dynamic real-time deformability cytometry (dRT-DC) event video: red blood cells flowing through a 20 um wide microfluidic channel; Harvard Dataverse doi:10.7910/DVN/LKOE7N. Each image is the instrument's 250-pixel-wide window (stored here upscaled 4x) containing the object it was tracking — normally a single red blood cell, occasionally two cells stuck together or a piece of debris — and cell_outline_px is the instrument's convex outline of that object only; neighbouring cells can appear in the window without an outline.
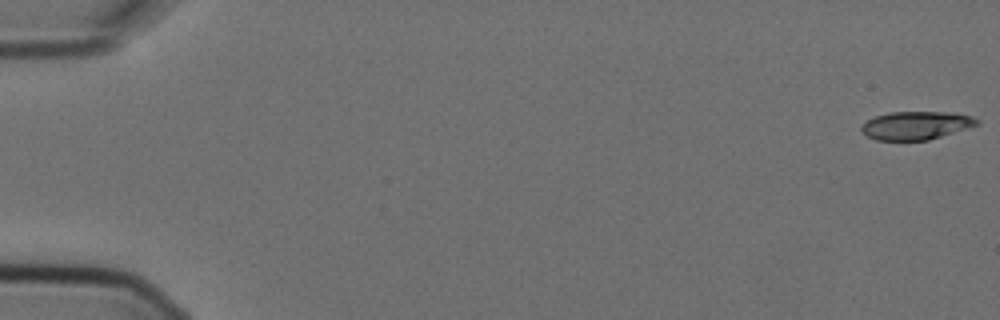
{"species": "Egyptian fruit bat (a non-hibernating species)", "species_latin": "Rousettus aegyptiacus", "temperature_condition": "cold", "stored_images_in_passage": 5, "camera_frame_rate_fps": 3000, "um_per_image_px": 0.085, "animal": {"sex": "female"}, "frame": {"image": 1, "passage_image": 1, "time_ms": 0.0, "image_size_px": [1000, 320], "cell_outline_px": [[980, 124], [928, 140], [876, 140], [868, 136], [860, 128], [868, 120], [876, 116], [888, 112], [948, 112], [972, 116], [980, 120]], "centroid_in_image_um": [77.89, 10.65], "position_along_channel_um": 7.1, "area_um2": 18.79}}